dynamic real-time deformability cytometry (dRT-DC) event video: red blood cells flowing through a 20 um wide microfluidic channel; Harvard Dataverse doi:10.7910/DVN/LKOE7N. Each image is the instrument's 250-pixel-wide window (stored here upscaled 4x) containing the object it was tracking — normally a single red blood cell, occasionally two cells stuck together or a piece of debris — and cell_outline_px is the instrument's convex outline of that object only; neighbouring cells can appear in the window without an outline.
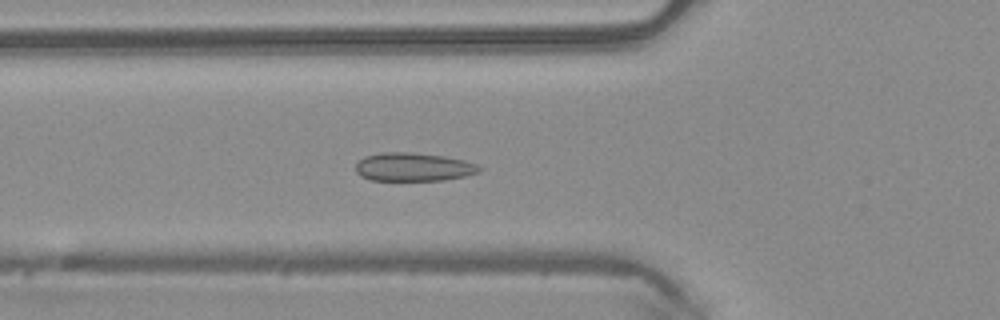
{"species": "common noctule bat (a hibernating species)", "species_latin": "Nyctalus noctula", "temperature_condition": "warm", "stored_images_in_passage": 50, "camera_frame_rate_fps": 3000, "um_per_image_px": 0.085, "animal": {"sex": "male", "body_mass_g": 20.4}, "frame": {"image": 1, "passage_image": 18, "time_ms": 5.667, "image_size_px": [1000, 320], "cell_outline_px": [[484, 168], [480, 172], [464, 176], [444, 180], [372, 180], [360, 176], [356, 172], [356, 164], [364, 156], [380, 152], [412, 152], [444, 156], [464, 160], [476, 164]], "centroid_in_image_um": [35.15, 14.19], "position_along_channel_um": 90.7, "area_um2": 20.58}}
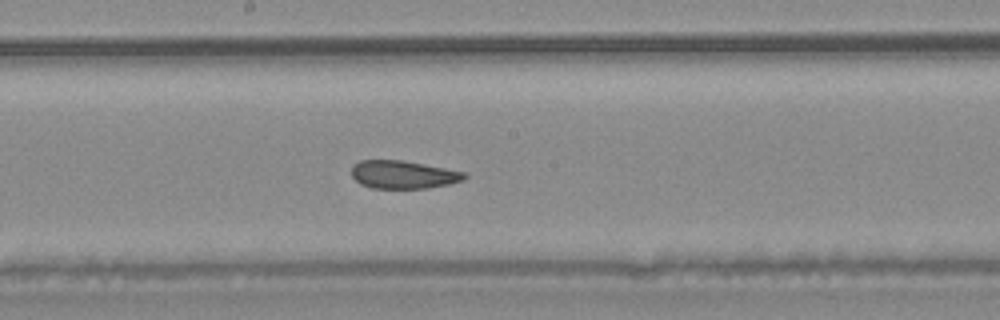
{"frame": {"image": 2, "passage_image": 27, "time_ms": 8.667, "image_size_px": [1000, 320], "cell_outline_px": [[468, 176], [464, 180], [448, 184], [428, 188], [372, 188], [360, 184], [352, 176], [352, 164], [360, 160], [404, 160], [468, 172]], "centroid_in_image_um": [34.3, 14.83], "position_along_channel_um": 213.9, "area_um2": 18.67}}
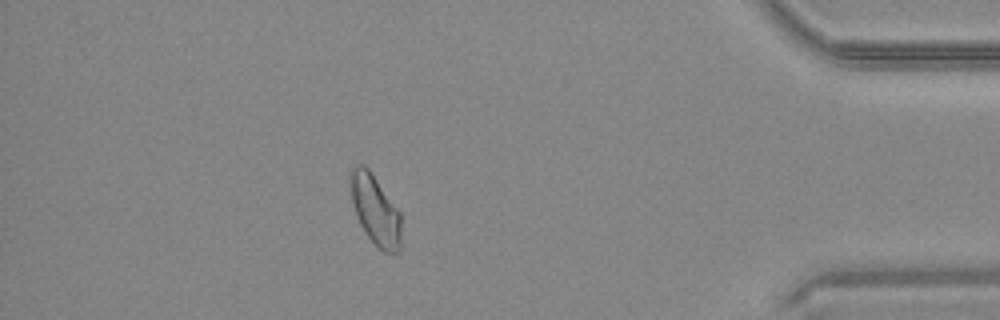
{"frame": {"image": 3, "passage_image": 44, "time_ms": 14.333, "image_size_px": [1000, 320], "cell_outline_px": [[400, 248], [396, 252], [384, 252], [364, 232], [360, 224], [352, 200], [348, 176], [348, 172], [356, 164], [364, 164], [368, 168], [400, 212]], "centroid_in_image_um": [31.86, 17.79], "position_along_channel_um": 403.3, "area_um2": 20.4}, "authors_computed_cell_mechanics": {"area_um2": 20.3456, "velocity_mm_per_s": 4.0972, "shape_relaxation_time_tau1_ms": null, "shape_relaxation_time_tau2_ms": 1.2082, "deformation_change_tau1": null, "deformation_change_tau2": 0.0362}}